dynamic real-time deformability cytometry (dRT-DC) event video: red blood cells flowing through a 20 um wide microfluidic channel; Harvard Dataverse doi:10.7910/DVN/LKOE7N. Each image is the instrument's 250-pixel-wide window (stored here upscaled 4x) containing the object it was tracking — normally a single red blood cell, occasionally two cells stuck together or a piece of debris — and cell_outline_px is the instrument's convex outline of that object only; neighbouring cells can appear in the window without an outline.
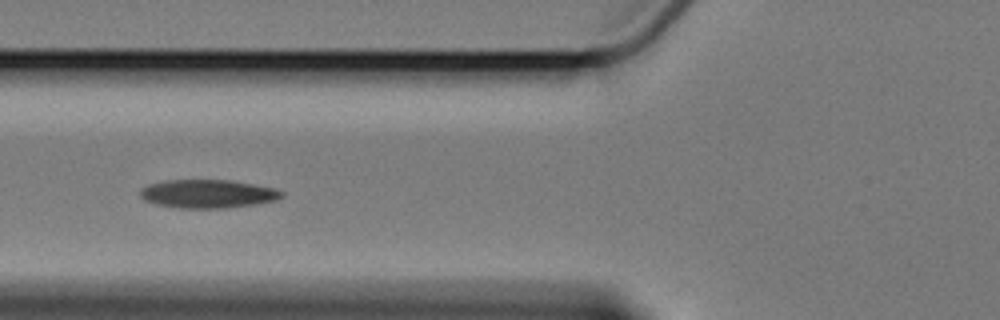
{"species": "Egyptian fruit bat (a non-hibernating species)", "species_latin": "Rousettus aegyptiacus", "temperature_condition": "cold", "stored_images_in_passage": 5, "camera_frame_rate_fps": 3000, "um_per_image_px": 0.085, "animal": {"sex": "female"}, "frame": {"image": 1, "passage_image": 3, "time_ms": 2.333, "image_size_px": [1000, 320], "cell_outline_px": [[284, 196], [276, 200], [228, 208], [180, 208], [156, 204], [144, 200], [140, 196], [140, 188], [148, 184], [168, 180], [232, 180], [276, 188], [284, 192]], "centroid_in_image_um": [17.66, 16.47], "position_along_channel_um": 108.1, "area_um2": 23.52}}
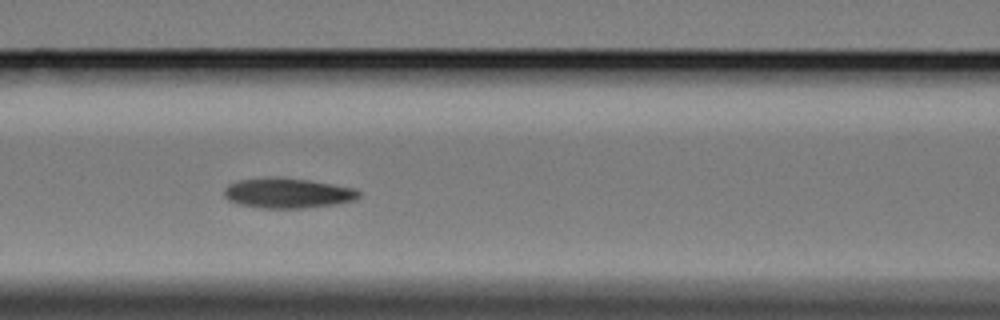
{"frame": {"image": 2, "passage_image": 4, "time_ms": 3.333, "image_size_px": [1000, 320], "cell_outline_px": [[360, 196], [356, 200], [336, 204], [304, 208], [264, 208], [240, 204], [228, 200], [224, 196], [224, 188], [228, 184], [240, 180], [268, 176], [280, 176], [312, 180], [356, 188], [360, 192]], "centroid_in_image_um": [24.47, 16.39], "position_along_channel_um": 142.1, "area_um2": 24.04}}
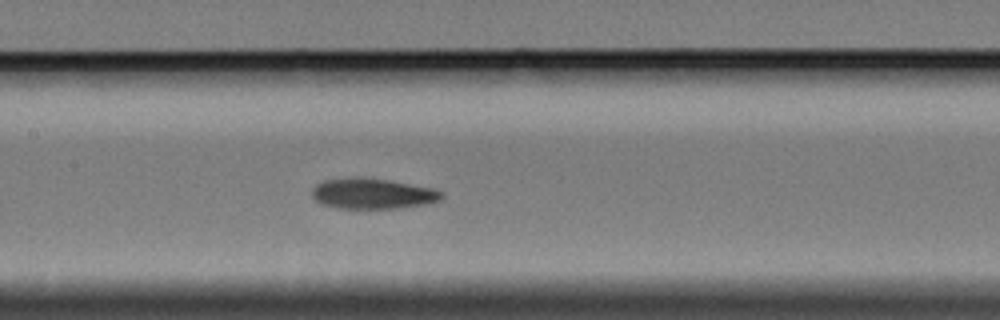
{"frame": {"image": 3, "passage_image": 5, "time_ms": 4.333, "image_size_px": [1000, 320], "cell_outline_px": [[444, 196], [440, 200], [432, 204], [400, 208], [336, 208], [320, 204], [312, 196], [312, 188], [316, 184], [324, 180], [352, 176], [384, 180], [432, 188], [444, 192]], "centroid_in_image_um": [31.67, 16.47], "position_along_channel_um": 175.7, "area_um2": 23.24}}